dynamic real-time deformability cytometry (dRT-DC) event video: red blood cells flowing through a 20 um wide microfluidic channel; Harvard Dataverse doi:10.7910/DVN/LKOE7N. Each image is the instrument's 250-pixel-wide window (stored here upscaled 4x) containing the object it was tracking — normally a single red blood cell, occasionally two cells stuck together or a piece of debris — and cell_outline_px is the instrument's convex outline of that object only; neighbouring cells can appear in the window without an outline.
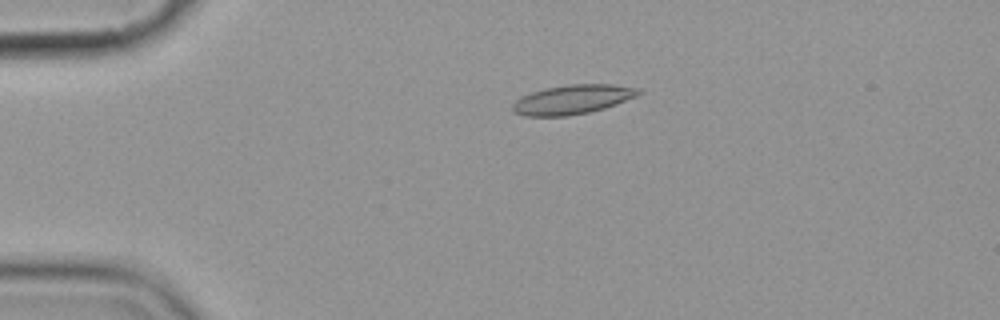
{"species": "common noctule bat (a hibernating species)", "species_latin": "Nyctalus noctula", "temperature_condition": "cold", "stored_images_in_passage": 3, "camera_frame_rate_fps": 3000, "um_per_image_px": 0.085, "animal": {"sex": "female", "body_mass_g": 19.9}, "frame": {"image": 1, "passage_image": 1, "time_ms": 0.0, "image_size_px": [1000, 320], "cell_outline_px": [[644, 92], [636, 96], [616, 104], [604, 108], [588, 112], [568, 116], [524, 116], [512, 112], [512, 104], [520, 96], [544, 88], [568, 84], [612, 84], [640, 88]], "centroid_in_image_um": [48.65, 8.45], "position_along_channel_um": 36.4, "area_um2": 21.68}}
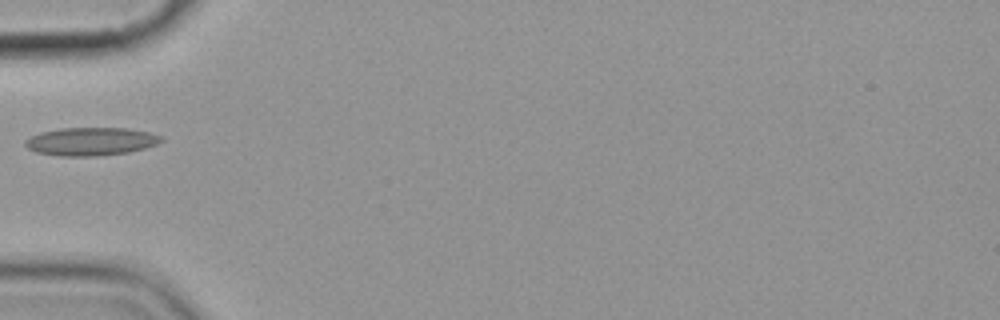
{"frame": {"image": 2, "passage_image": 3, "time_ms": 2.333, "image_size_px": [1000, 320], "cell_outline_px": [[164, 140], [156, 144], [144, 148], [128, 152], [96, 156], [60, 156], [36, 152], [28, 148], [24, 144], [24, 140], [40, 132], [60, 128], [124, 128], [148, 132], [160, 136]], "centroid_in_image_um": [7.69, 12.02], "position_along_channel_um": 77.3, "area_um2": 22.14}}